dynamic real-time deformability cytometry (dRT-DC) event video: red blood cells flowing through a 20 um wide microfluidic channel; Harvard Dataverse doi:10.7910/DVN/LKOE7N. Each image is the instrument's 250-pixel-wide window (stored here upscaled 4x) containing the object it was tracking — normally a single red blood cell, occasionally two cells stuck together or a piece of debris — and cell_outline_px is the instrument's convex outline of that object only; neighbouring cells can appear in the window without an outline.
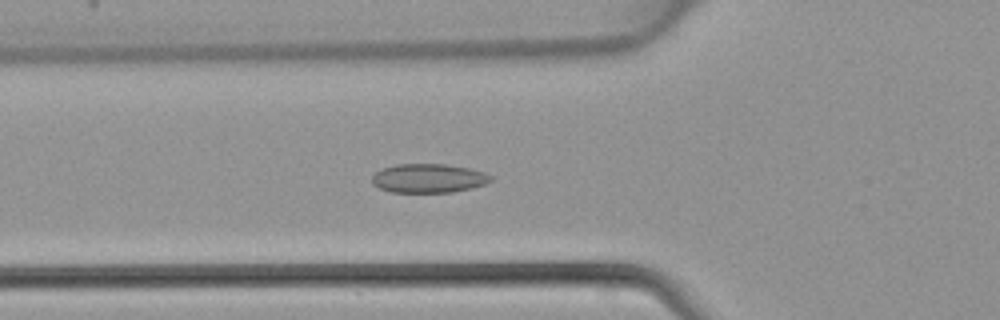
{"species": "common noctule bat (a hibernating species)", "species_latin": "Nyctalus noctula", "temperature_condition": "warm", "stored_images_in_passage": 34, "camera_frame_rate_fps": 3000, "um_per_image_px": 0.085, "animal": {"sex": "female", "body_mass_g": 22.7, "forearm_length_mm": 54.2}, "frame": {"image": 1, "passage_image": 16, "time_ms": 5.0, "image_size_px": [1000, 320], "cell_outline_px": [[492, 180], [484, 184], [472, 188], [452, 192], [392, 192], [380, 188], [372, 184], [372, 176], [376, 172], [384, 168], [396, 164], [444, 164], [472, 168], [484, 172], [492, 176]], "centroid_in_image_um": [36.44, 15.15], "position_along_channel_um": 89.4, "area_um2": 20.06}}
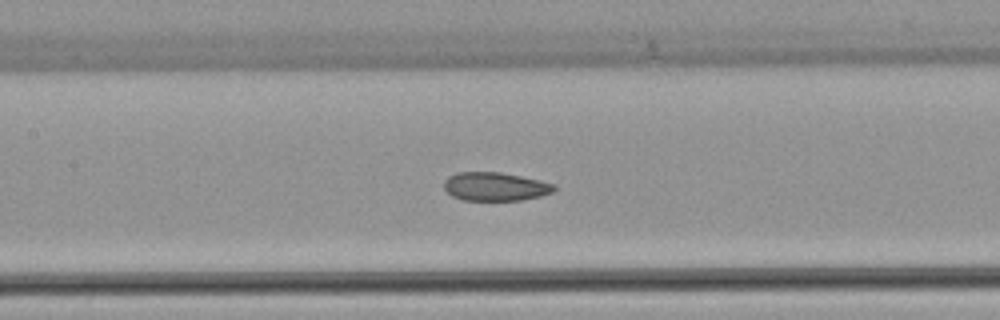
{"frame": {"image": 2, "passage_image": 21, "time_ms": 6.667, "image_size_px": [1000, 320], "cell_outline_px": [[556, 188], [552, 192], [540, 196], [520, 200], [464, 200], [452, 196], [444, 188], [444, 180], [448, 176], [456, 172], [500, 172], [540, 180], [556, 184]], "centroid_in_image_um": [42.09, 15.85], "position_along_channel_um": 165.3, "area_um2": 18.32}}
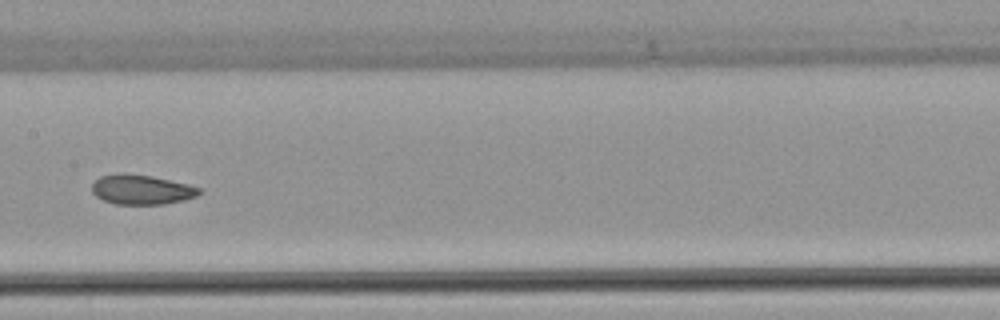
{"frame": {"image": 3, "passage_image": 23, "time_ms": 7.333, "image_size_px": [1000, 320], "cell_outline_px": [[204, 192], [196, 196], [184, 200], [164, 204], [116, 204], [104, 200], [96, 196], [92, 192], [92, 184], [100, 176], [120, 172], [152, 176], [188, 184], [200, 188]], "centroid_in_image_um": [12.04, 16.11], "position_along_channel_um": 195.4, "area_um2": 18.67}}